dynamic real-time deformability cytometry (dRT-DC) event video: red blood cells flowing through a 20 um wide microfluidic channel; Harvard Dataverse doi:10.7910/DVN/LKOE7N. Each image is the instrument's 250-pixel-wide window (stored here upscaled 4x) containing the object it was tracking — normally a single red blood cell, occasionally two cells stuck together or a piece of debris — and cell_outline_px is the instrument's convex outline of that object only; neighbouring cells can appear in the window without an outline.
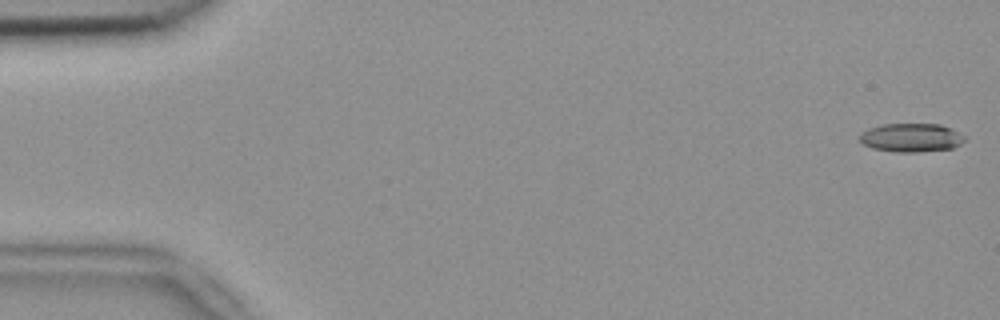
{"species": "common noctule bat (a hibernating species)", "species_latin": "Nyctalus noctula", "temperature_condition": "room temperature", "stored_images_in_passage": 53, "camera_frame_rate_fps": 3000, "um_per_image_px": 0.085, "animal": {"sex": "female", "body_mass_g": 18.4}, "frame": {"image": 1, "passage_image": 1, "time_ms": 0.0, "image_size_px": [1000, 320], "cell_outline_px": [[964, 140], [960, 144], [952, 148], [916, 152], [896, 152], [872, 148], [864, 144], [860, 140], [860, 132], [868, 128], [884, 124], [940, 124], [952, 128], [964, 136]], "centroid_in_image_um": [77.44, 11.69], "position_along_channel_um": 7.6, "area_um2": 17.46}}
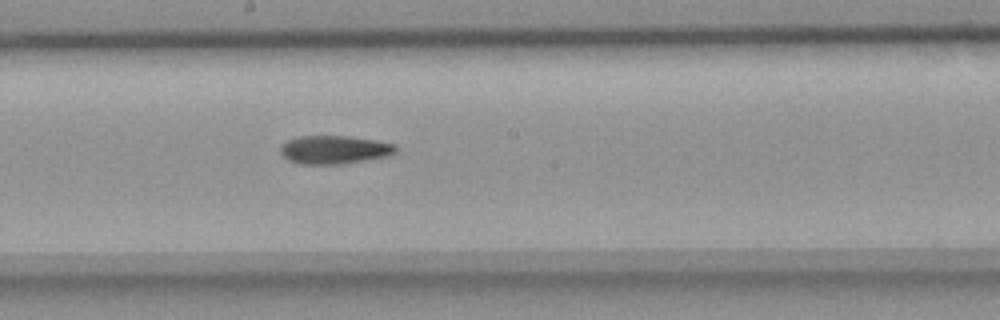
{"frame": {"image": 2, "passage_image": 29, "time_ms": 9.333, "image_size_px": [1000, 320], "cell_outline_px": [[396, 152], [388, 156], [340, 164], [300, 164], [288, 160], [280, 152], [280, 144], [288, 140], [300, 136], [348, 136], [376, 140], [396, 144]], "centroid_in_image_um": [28.41, 12.72], "position_along_channel_um": 219.8, "area_um2": 19.07}}
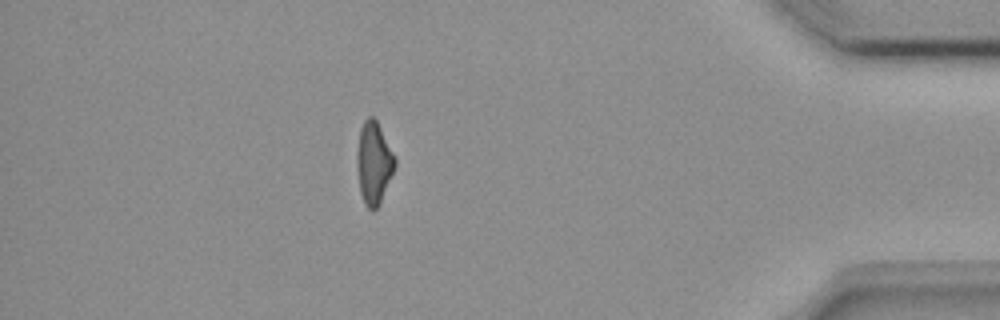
{"frame": {"image": 3, "passage_image": 47, "time_ms": 15.333, "image_size_px": [1000, 320], "cell_outline_px": [[396, 164], [380, 204], [372, 212], [364, 204], [360, 192], [356, 168], [356, 156], [360, 128], [364, 120], [368, 116], [372, 116], [376, 120], [396, 156]], "centroid_in_image_um": [31.76, 13.86], "position_along_channel_um": 403.4, "area_um2": 18.44}}